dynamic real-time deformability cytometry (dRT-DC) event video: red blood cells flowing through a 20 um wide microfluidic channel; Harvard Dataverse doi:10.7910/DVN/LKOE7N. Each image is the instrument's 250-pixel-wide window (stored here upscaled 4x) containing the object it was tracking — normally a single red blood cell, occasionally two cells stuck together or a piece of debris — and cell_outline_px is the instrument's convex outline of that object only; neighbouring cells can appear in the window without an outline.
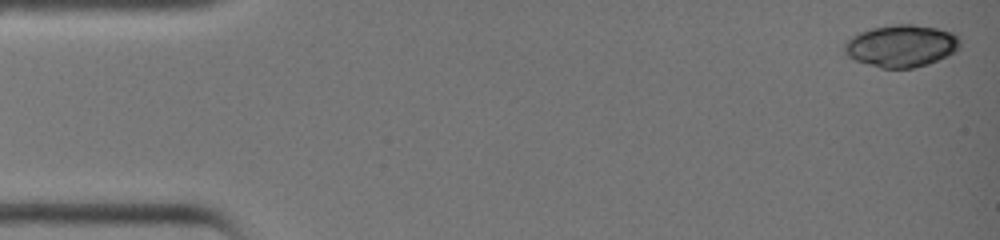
{"species": "common noctule bat (a hibernating species)", "species_latin": "Nyctalus noctula", "temperature_condition": "warm", "stored_images_in_passage": 36, "camera_frame_rate_fps": 3000, "um_per_image_px": 0.085, "animal": {"sex": "female", "body_mass_g": 19.0, "forearm_length_mm": 51.5}, "frame": {"image": 1, "passage_image": 1, "time_ms": 0.0, "image_size_px": [1000, 240], "cell_outline_px": [[960, 48], [956, 52], [928, 64], [912, 68], [880, 68], [856, 60], [848, 56], [844, 52], [844, 44], [852, 36], [868, 28], [896, 24], [912, 24], [936, 28], [952, 32], [960, 40]], "centroid_in_image_um": [76.61, 3.89], "position_along_channel_um": 8.4, "area_um2": 28.44}}
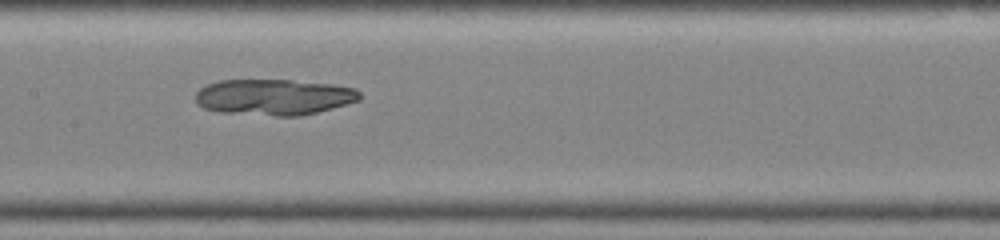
{"frame": {"image": 2, "passage_image": 20, "time_ms": 6.333, "image_size_px": [1000, 240], "cell_outline_px": [[360, 100], [332, 108], [300, 116], [276, 116], [216, 112], [204, 108], [196, 104], [196, 92], [200, 88], [208, 84], [220, 80], [292, 80], [332, 84], [356, 88], [360, 92]], "centroid_in_image_um": [23.27, 8.25], "position_along_channel_um": 184.1, "area_um2": 34.62}}
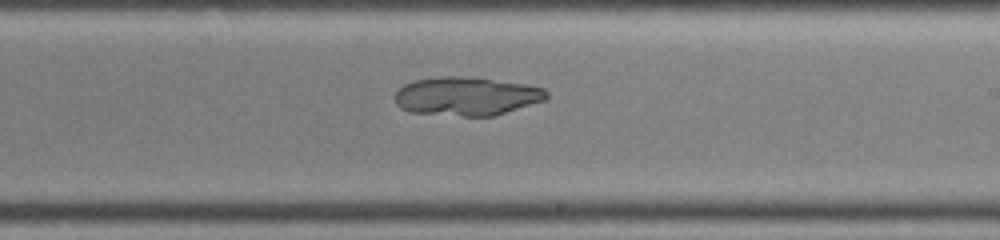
{"frame": {"image": 3, "passage_image": 24, "time_ms": 7.667, "image_size_px": [1000, 240], "cell_outline_px": [[548, 100], [492, 116], [464, 116], [408, 112], [400, 108], [396, 104], [396, 92], [404, 84], [412, 80], [440, 76], [460, 76], [528, 84], [544, 88], [548, 92]], "centroid_in_image_um": [39.67, 8.18], "position_along_channel_um": 249.3, "area_um2": 34.28}}